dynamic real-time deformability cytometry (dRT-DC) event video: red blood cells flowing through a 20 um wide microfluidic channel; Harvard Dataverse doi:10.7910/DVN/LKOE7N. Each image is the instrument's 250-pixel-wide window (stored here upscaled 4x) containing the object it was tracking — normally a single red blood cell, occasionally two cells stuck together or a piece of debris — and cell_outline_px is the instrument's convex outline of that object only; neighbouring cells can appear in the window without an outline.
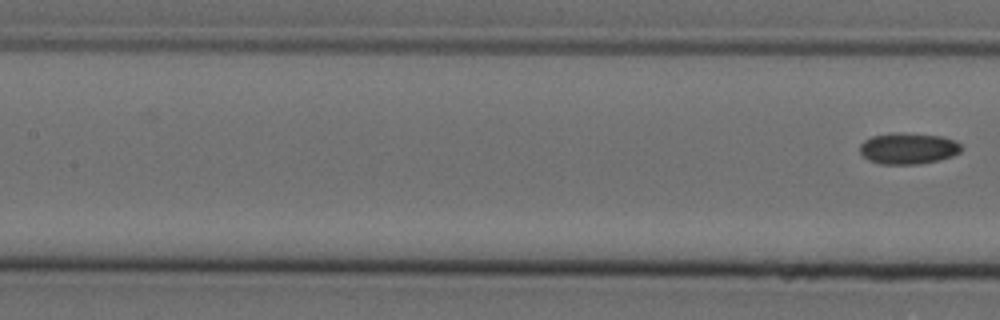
{"species": "Egyptian fruit bat (a non-hibernating species)", "species_latin": "Rousettus aegyptiacus", "temperature_condition": "cold", "stored_images_in_passage": 6, "segment_of_instrument_passage": [2, 2], "camera_frame_rate_fps": 3000, "um_per_image_px": 0.085, "animal": {"sex": "female"}, "frame": {"image": 1, "passage_image": 6, "time_ms": 1.667, "image_size_px": [1000, 320], "cell_outline_px": [[960, 152], [952, 156], [936, 160], [916, 164], [880, 164], [868, 160], [860, 152], [860, 144], [864, 140], [872, 136], [896, 132], [900, 132], [940, 136], [956, 140], [960, 144]], "centroid_in_image_um": [77.17, 12.61], "position_along_channel_um": 130.2, "area_um2": 18.38}}